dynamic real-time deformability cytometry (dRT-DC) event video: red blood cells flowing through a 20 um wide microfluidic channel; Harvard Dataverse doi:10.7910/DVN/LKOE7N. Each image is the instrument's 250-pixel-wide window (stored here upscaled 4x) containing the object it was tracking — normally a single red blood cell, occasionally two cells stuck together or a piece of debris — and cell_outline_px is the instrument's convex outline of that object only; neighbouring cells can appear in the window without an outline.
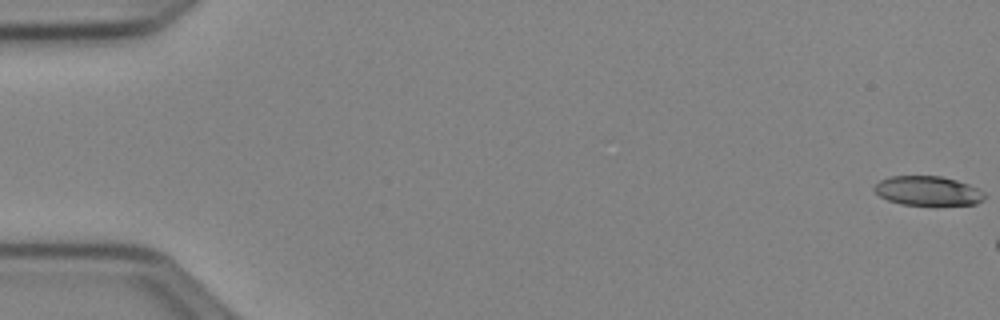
{"species": "Egyptian fruit bat (a non-hibernating species)", "species_latin": "Rousettus aegyptiacus", "temperature_condition": "cold", "stored_images_in_passage": 10, "camera_frame_rate_fps": 3000, "um_per_image_px": 0.085, "animal": {"sex": "female"}, "frame": {"image": 1, "passage_image": 1, "time_ms": 0.0, "image_size_px": [1000, 320], "cell_outline_px": [[984, 196], [976, 204], [900, 204], [888, 200], [880, 196], [872, 188], [880, 180], [888, 176], [940, 176], [956, 180], [968, 184], [984, 192]], "centroid_in_image_um": [78.81, 16.2], "position_along_channel_um": 6.2, "area_um2": 18.5}}